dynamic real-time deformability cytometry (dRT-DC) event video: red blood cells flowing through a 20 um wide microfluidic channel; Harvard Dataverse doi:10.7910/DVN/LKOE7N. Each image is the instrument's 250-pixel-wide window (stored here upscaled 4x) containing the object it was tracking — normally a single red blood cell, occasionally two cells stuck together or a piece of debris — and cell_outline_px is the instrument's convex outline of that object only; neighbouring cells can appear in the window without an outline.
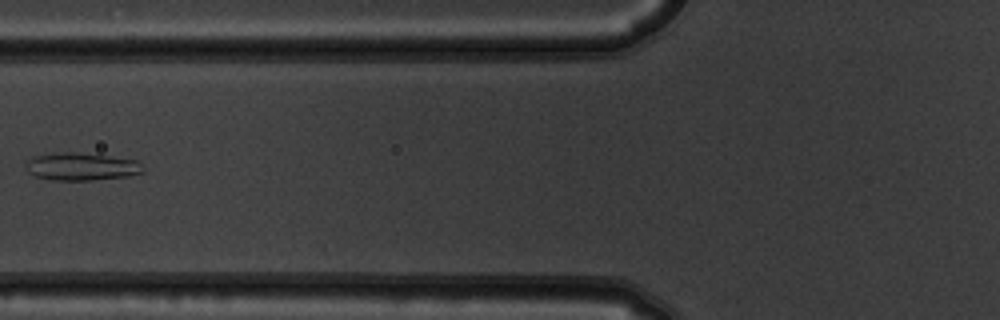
{"species": "common noctule bat (a hibernating species)", "species_latin": "Nyctalus noctula", "temperature_condition": "warm", "stored_images_in_passage": 9, "camera_frame_rate_fps": 3000, "um_per_image_px": 0.085, "animal": {"sex": "male", "body_mass_g": 19.5, "forearm_length_mm": 54.6}, "frame": {"image": 1, "passage_image": 7, "time_ms": 2.0, "image_size_px": [1000, 320], "cell_outline_px": [[144, 172], [128, 176], [92, 180], [52, 180], [36, 176], [28, 172], [24, 164], [32, 156], [60, 152], [76, 152], [108, 156], [136, 160], [144, 168]], "centroid_in_image_um": [6.89, 14.16], "position_along_channel_um": 118.9, "area_um2": 18.9}}